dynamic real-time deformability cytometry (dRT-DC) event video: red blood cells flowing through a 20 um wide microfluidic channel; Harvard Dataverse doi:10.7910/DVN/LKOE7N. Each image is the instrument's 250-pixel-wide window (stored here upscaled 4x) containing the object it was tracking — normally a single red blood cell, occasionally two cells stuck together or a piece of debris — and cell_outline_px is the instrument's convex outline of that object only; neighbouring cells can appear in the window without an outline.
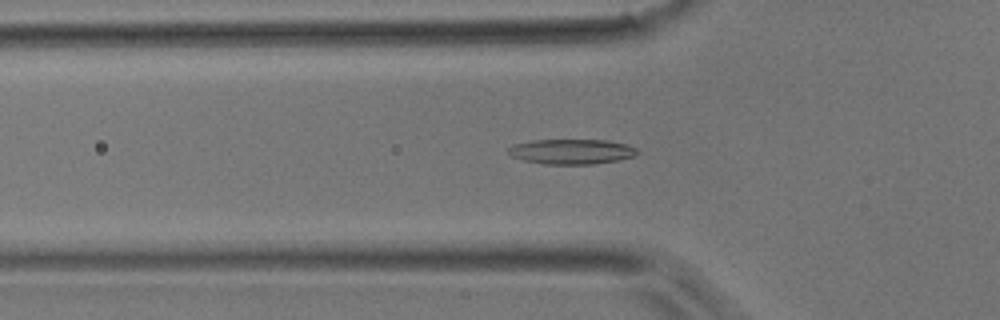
{"species": "common noctule bat (a hibernating species)", "species_latin": "Nyctalus noctula", "temperature_condition": "room temperature", "stored_images_in_passage": 41, "camera_frame_rate_fps": 3000, "um_per_image_px": 0.085, "animal": {"sex": "male", "body_mass_g": 17.9}, "frame": {"image": 1, "passage_image": 11, "time_ms": 3.333, "image_size_px": [1000, 320], "cell_outline_px": [[640, 152], [632, 156], [620, 160], [592, 164], [544, 164], [524, 160], [512, 156], [508, 152], [508, 148], [512, 144], [532, 140], [608, 140], [624, 144], [636, 148]], "centroid_in_image_um": [48.57, 12.88], "position_along_channel_um": 77.2, "area_um2": 18.79}}
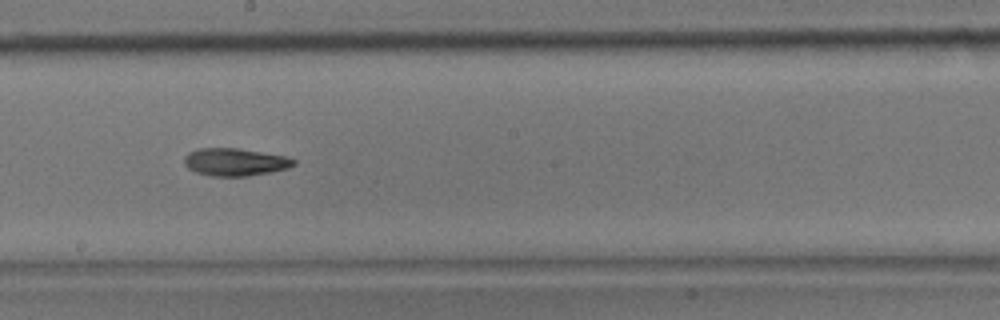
{"frame": {"image": 2, "passage_image": 21, "time_ms": 6.667, "image_size_px": [1000, 320], "cell_outline_px": [[296, 164], [288, 168], [248, 176], [212, 176], [196, 172], [188, 168], [184, 164], [184, 156], [188, 152], [200, 148], [240, 148], [284, 156], [296, 160]], "centroid_in_image_um": [19.95, 13.76], "position_along_channel_um": 228.2, "area_um2": 17.57}}
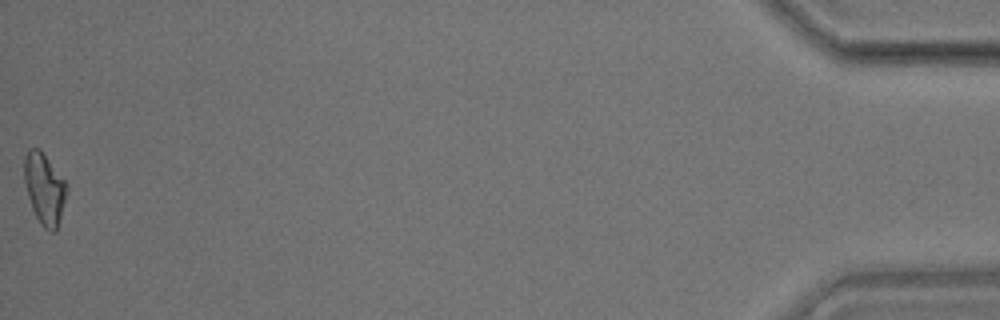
{"frame": {"image": 3, "passage_image": 41, "time_ms": 13.333, "image_size_px": [1000, 320], "cell_outline_px": [[68, 192], [56, 232], [52, 232], [44, 228], [40, 224], [32, 208], [28, 196], [24, 180], [24, 156], [28, 148], [40, 148], [68, 184]], "centroid_in_image_um": [3.79, 16.02], "position_along_channel_um": 431.4, "area_um2": 17.86}}